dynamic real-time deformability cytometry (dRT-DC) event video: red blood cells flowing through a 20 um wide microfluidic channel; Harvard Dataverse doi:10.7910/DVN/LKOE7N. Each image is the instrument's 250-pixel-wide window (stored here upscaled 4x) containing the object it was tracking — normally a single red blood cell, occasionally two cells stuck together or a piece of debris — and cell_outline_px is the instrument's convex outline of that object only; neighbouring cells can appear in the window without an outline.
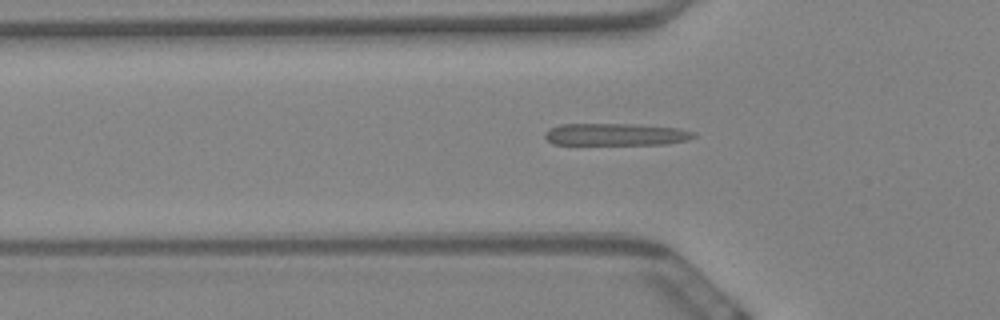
{"species": "Egyptian fruit bat (a non-hibernating species)", "species_latin": "Rousettus aegyptiacus", "temperature_condition": "warm", "stored_images_in_passage": 59, "camera_frame_rate_fps": 3000, "um_per_image_px": 0.085, "animal": {"sex": "female"}, "frame": {"image": 1, "passage_image": 19, "time_ms": 6.0, "image_size_px": [1000, 320], "cell_outline_px": [[696, 136], [688, 140], [668, 144], [552, 144], [544, 136], [544, 132], [548, 128], [560, 124], [632, 124], [676, 128], [696, 132]], "centroid_in_image_um": [52.32, 11.42], "position_along_channel_um": 73.5, "area_um2": 19.25}}
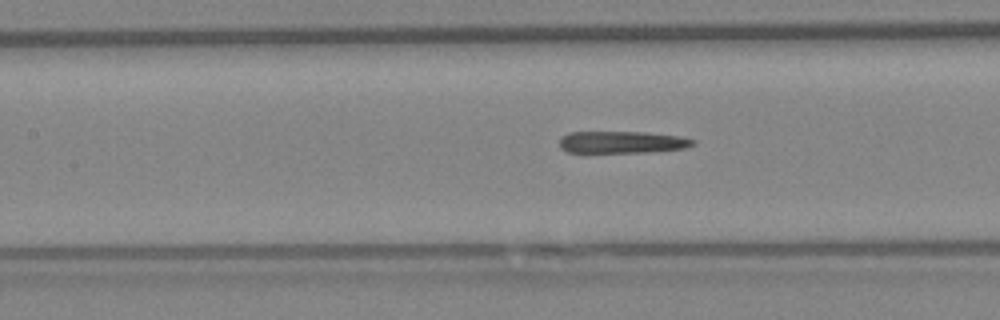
{"frame": {"image": 2, "passage_image": 26, "time_ms": 8.333, "image_size_px": [1000, 320], "cell_outline_px": [[696, 144], [684, 148], [648, 152], [568, 152], [560, 148], [560, 136], [568, 132], [644, 132], [680, 136], [696, 140]], "centroid_in_image_um": [52.87, 12.08], "position_along_channel_um": 154.5, "area_um2": 17.17}}
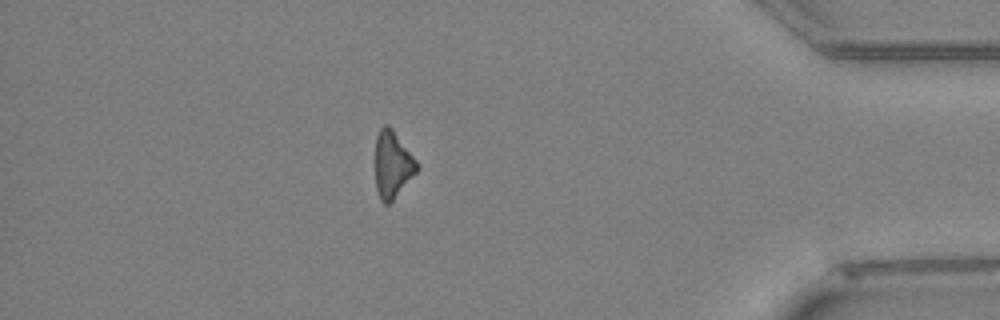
{"frame": {"image": 3, "passage_image": 51, "time_ms": 16.667, "image_size_px": [1000, 320], "cell_outline_px": [[420, 168], [392, 200], [388, 204], [384, 204], [380, 200], [376, 188], [376, 136], [380, 128], [384, 124], [388, 124], [392, 128], [416, 160]], "centroid_in_image_um": [33.36, 13.97], "position_along_channel_um": 401.8, "area_um2": 16.01}}